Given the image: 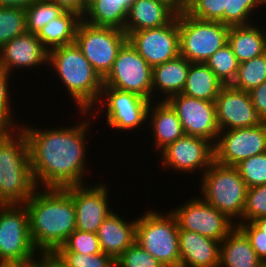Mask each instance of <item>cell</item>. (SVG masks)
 <instances>
[{"mask_svg":"<svg viewBox=\"0 0 266 267\" xmlns=\"http://www.w3.org/2000/svg\"><path fill=\"white\" fill-rule=\"evenodd\" d=\"M80 113L82 118L86 115V121L78 122L76 126L67 124L65 127L38 129L29 124L19 125L28 141L30 164L37 187L65 188L87 184L84 178L88 169L85 134L90 130L93 117L88 111Z\"/></svg>","mask_w":266,"mask_h":267,"instance_id":"cell-1","label":"cell"},{"mask_svg":"<svg viewBox=\"0 0 266 267\" xmlns=\"http://www.w3.org/2000/svg\"><path fill=\"white\" fill-rule=\"evenodd\" d=\"M41 189L38 187L24 204L32 244L40 255L56 252L76 230L75 206L70 194L64 188Z\"/></svg>","mask_w":266,"mask_h":267,"instance_id":"cell-2","label":"cell"},{"mask_svg":"<svg viewBox=\"0 0 266 267\" xmlns=\"http://www.w3.org/2000/svg\"><path fill=\"white\" fill-rule=\"evenodd\" d=\"M48 64L56 71L68 95L80 111H92L98 108L103 79L93 69L84 57L79 47L74 43L64 45L49 51Z\"/></svg>","mask_w":266,"mask_h":267,"instance_id":"cell-3","label":"cell"},{"mask_svg":"<svg viewBox=\"0 0 266 267\" xmlns=\"http://www.w3.org/2000/svg\"><path fill=\"white\" fill-rule=\"evenodd\" d=\"M37 188L26 135L14 127L0 138V198L7 205L25 204Z\"/></svg>","mask_w":266,"mask_h":267,"instance_id":"cell-4","label":"cell"},{"mask_svg":"<svg viewBox=\"0 0 266 267\" xmlns=\"http://www.w3.org/2000/svg\"><path fill=\"white\" fill-rule=\"evenodd\" d=\"M201 176V198L237 225L242 219L248 189L238 169L213 161Z\"/></svg>","mask_w":266,"mask_h":267,"instance_id":"cell-5","label":"cell"},{"mask_svg":"<svg viewBox=\"0 0 266 267\" xmlns=\"http://www.w3.org/2000/svg\"><path fill=\"white\" fill-rule=\"evenodd\" d=\"M148 210L137 217L136 243L150 253L158 264L180 267L179 228L175 216Z\"/></svg>","mask_w":266,"mask_h":267,"instance_id":"cell-6","label":"cell"},{"mask_svg":"<svg viewBox=\"0 0 266 267\" xmlns=\"http://www.w3.org/2000/svg\"><path fill=\"white\" fill-rule=\"evenodd\" d=\"M180 55L190 63H205L228 43L230 27L219 21H203L186 12L178 14Z\"/></svg>","mask_w":266,"mask_h":267,"instance_id":"cell-7","label":"cell"},{"mask_svg":"<svg viewBox=\"0 0 266 267\" xmlns=\"http://www.w3.org/2000/svg\"><path fill=\"white\" fill-rule=\"evenodd\" d=\"M126 41L127 34L122 29L93 26L83 20L75 35V44L102 79L112 70L117 53Z\"/></svg>","mask_w":266,"mask_h":267,"instance_id":"cell-8","label":"cell"},{"mask_svg":"<svg viewBox=\"0 0 266 267\" xmlns=\"http://www.w3.org/2000/svg\"><path fill=\"white\" fill-rule=\"evenodd\" d=\"M97 109L90 111L94 118H98V111L105 110L106 124L108 128L120 131H132L140 129L142 124L148 120V110L151 101L133 92L122 91L115 88L103 86ZM104 108V109H101ZM95 112V113H93ZM132 129V130H131Z\"/></svg>","mask_w":266,"mask_h":267,"instance_id":"cell-9","label":"cell"},{"mask_svg":"<svg viewBox=\"0 0 266 267\" xmlns=\"http://www.w3.org/2000/svg\"><path fill=\"white\" fill-rule=\"evenodd\" d=\"M0 253L6 262L41 259L32 244L29 217L24 204H9L0 211Z\"/></svg>","mask_w":266,"mask_h":267,"instance_id":"cell-10","label":"cell"},{"mask_svg":"<svg viewBox=\"0 0 266 267\" xmlns=\"http://www.w3.org/2000/svg\"><path fill=\"white\" fill-rule=\"evenodd\" d=\"M103 86L133 92L152 101V67L127 40L103 79Z\"/></svg>","mask_w":266,"mask_h":267,"instance_id":"cell-11","label":"cell"},{"mask_svg":"<svg viewBox=\"0 0 266 267\" xmlns=\"http://www.w3.org/2000/svg\"><path fill=\"white\" fill-rule=\"evenodd\" d=\"M199 197H192L183 205L170 209L176 218L178 228L221 242L236 224Z\"/></svg>","mask_w":266,"mask_h":267,"instance_id":"cell-12","label":"cell"},{"mask_svg":"<svg viewBox=\"0 0 266 267\" xmlns=\"http://www.w3.org/2000/svg\"><path fill=\"white\" fill-rule=\"evenodd\" d=\"M213 149L216 163L234 167L245 159L265 153L266 122L220 131Z\"/></svg>","mask_w":266,"mask_h":267,"instance_id":"cell-13","label":"cell"},{"mask_svg":"<svg viewBox=\"0 0 266 267\" xmlns=\"http://www.w3.org/2000/svg\"><path fill=\"white\" fill-rule=\"evenodd\" d=\"M164 168L184 174L202 171L203 174L214 161L213 144L205 138L184 134L159 152Z\"/></svg>","mask_w":266,"mask_h":267,"instance_id":"cell-14","label":"cell"},{"mask_svg":"<svg viewBox=\"0 0 266 267\" xmlns=\"http://www.w3.org/2000/svg\"><path fill=\"white\" fill-rule=\"evenodd\" d=\"M75 206L76 229L97 233L102 222L113 210L108 206L110 192L104 183L68 186L64 188Z\"/></svg>","mask_w":266,"mask_h":267,"instance_id":"cell-15","label":"cell"},{"mask_svg":"<svg viewBox=\"0 0 266 267\" xmlns=\"http://www.w3.org/2000/svg\"><path fill=\"white\" fill-rule=\"evenodd\" d=\"M127 40L153 68L180 55L178 14L167 25L132 32Z\"/></svg>","mask_w":266,"mask_h":267,"instance_id":"cell-16","label":"cell"},{"mask_svg":"<svg viewBox=\"0 0 266 267\" xmlns=\"http://www.w3.org/2000/svg\"><path fill=\"white\" fill-rule=\"evenodd\" d=\"M167 102L176 111L184 134L207 139L213 145L220 132L215 103L183 94L171 96Z\"/></svg>","mask_w":266,"mask_h":267,"instance_id":"cell-17","label":"cell"},{"mask_svg":"<svg viewBox=\"0 0 266 267\" xmlns=\"http://www.w3.org/2000/svg\"><path fill=\"white\" fill-rule=\"evenodd\" d=\"M214 103L220 131L252 127L262 122L249 92L224 85Z\"/></svg>","mask_w":266,"mask_h":267,"instance_id":"cell-18","label":"cell"},{"mask_svg":"<svg viewBox=\"0 0 266 267\" xmlns=\"http://www.w3.org/2000/svg\"><path fill=\"white\" fill-rule=\"evenodd\" d=\"M48 60L49 51L36 34L29 32L18 35L0 48V69L9 75L15 68L25 70V67L31 69L48 65Z\"/></svg>","mask_w":266,"mask_h":267,"instance_id":"cell-19","label":"cell"},{"mask_svg":"<svg viewBox=\"0 0 266 267\" xmlns=\"http://www.w3.org/2000/svg\"><path fill=\"white\" fill-rule=\"evenodd\" d=\"M220 243L179 229L180 267H219Z\"/></svg>","mask_w":266,"mask_h":267,"instance_id":"cell-20","label":"cell"},{"mask_svg":"<svg viewBox=\"0 0 266 267\" xmlns=\"http://www.w3.org/2000/svg\"><path fill=\"white\" fill-rule=\"evenodd\" d=\"M136 223V218L131 222L124 220L116 212H111L96 233L101 251L117 260L136 242Z\"/></svg>","mask_w":266,"mask_h":267,"instance_id":"cell-21","label":"cell"},{"mask_svg":"<svg viewBox=\"0 0 266 267\" xmlns=\"http://www.w3.org/2000/svg\"><path fill=\"white\" fill-rule=\"evenodd\" d=\"M177 13L159 0H132L128 8L124 31L127 37L132 32L157 28L169 24Z\"/></svg>","mask_w":266,"mask_h":267,"instance_id":"cell-22","label":"cell"},{"mask_svg":"<svg viewBox=\"0 0 266 267\" xmlns=\"http://www.w3.org/2000/svg\"><path fill=\"white\" fill-rule=\"evenodd\" d=\"M189 67L190 62L181 55L153 67L152 101H157L160 94L162 95H160L159 101H167L171 96L181 94Z\"/></svg>","mask_w":266,"mask_h":267,"instance_id":"cell-23","label":"cell"},{"mask_svg":"<svg viewBox=\"0 0 266 267\" xmlns=\"http://www.w3.org/2000/svg\"><path fill=\"white\" fill-rule=\"evenodd\" d=\"M147 121L154 134L153 145L157 153L184 135L178 115L167 101H151Z\"/></svg>","mask_w":266,"mask_h":267,"instance_id":"cell-24","label":"cell"},{"mask_svg":"<svg viewBox=\"0 0 266 267\" xmlns=\"http://www.w3.org/2000/svg\"><path fill=\"white\" fill-rule=\"evenodd\" d=\"M219 267H265V264L236 225L220 243Z\"/></svg>","mask_w":266,"mask_h":267,"instance_id":"cell-25","label":"cell"},{"mask_svg":"<svg viewBox=\"0 0 266 267\" xmlns=\"http://www.w3.org/2000/svg\"><path fill=\"white\" fill-rule=\"evenodd\" d=\"M264 26L260 28L251 23L230 27L228 44L240 63L266 53V28Z\"/></svg>","mask_w":266,"mask_h":267,"instance_id":"cell-26","label":"cell"},{"mask_svg":"<svg viewBox=\"0 0 266 267\" xmlns=\"http://www.w3.org/2000/svg\"><path fill=\"white\" fill-rule=\"evenodd\" d=\"M132 0H88L82 20L93 26L124 30Z\"/></svg>","mask_w":266,"mask_h":267,"instance_id":"cell-27","label":"cell"},{"mask_svg":"<svg viewBox=\"0 0 266 267\" xmlns=\"http://www.w3.org/2000/svg\"><path fill=\"white\" fill-rule=\"evenodd\" d=\"M82 17L73 11H65L53 18L36 34L43 46L51 51L55 48L75 42L76 30Z\"/></svg>","mask_w":266,"mask_h":267,"instance_id":"cell-28","label":"cell"},{"mask_svg":"<svg viewBox=\"0 0 266 267\" xmlns=\"http://www.w3.org/2000/svg\"><path fill=\"white\" fill-rule=\"evenodd\" d=\"M224 84L205 63H190L183 95L215 102Z\"/></svg>","mask_w":266,"mask_h":267,"instance_id":"cell-29","label":"cell"},{"mask_svg":"<svg viewBox=\"0 0 266 267\" xmlns=\"http://www.w3.org/2000/svg\"><path fill=\"white\" fill-rule=\"evenodd\" d=\"M263 82H266V53L240 63L237 75L231 86L250 92Z\"/></svg>","mask_w":266,"mask_h":267,"instance_id":"cell-30","label":"cell"},{"mask_svg":"<svg viewBox=\"0 0 266 267\" xmlns=\"http://www.w3.org/2000/svg\"><path fill=\"white\" fill-rule=\"evenodd\" d=\"M65 10L50 0H36L25 9L27 32L37 34L53 18L61 16Z\"/></svg>","mask_w":266,"mask_h":267,"instance_id":"cell-31","label":"cell"},{"mask_svg":"<svg viewBox=\"0 0 266 267\" xmlns=\"http://www.w3.org/2000/svg\"><path fill=\"white\" fill-rule=\"evenodd\" d=\"M205 64L224 85H231L237 75L240 62L227 43L223 48L211 55Z\"/></svg>","mask_w":266,"mask_h":267,"instance_id":"cell-32","label":"cell"},{"mask_svg":"<svg viewBox=\"0 0 266 267\" xmlns=\"http://www.w3.org/2000/svg\"><path fill=\"white\" fill-rule=\"evenodd\" d=\"M26 32L25 9L0 7V48Z\"/></svg>","mask_w":266,"mask_h":267,"instance_id":"cell-33","label":"cell"},{"mask_svg":"<svg viewBox=\"0 0 266 267\" xmlns=\"http://www.w3.org/2000/svg\"><path fill=\"white\" fill-rule=\"evenodd\" d=\"M229 0H188L186 13L203 21H219L224 24V11Z\"/></svg>","mask_w":266,"mask_h":267,"instance_id":"cell-34","label":"cell"},{"mask_svg":"<svg viewBox=\"0 0 266 267\" xmlns=\"http://www.w3.org/2000/svg\"><path fill=\"white\" fill-rule=\"evenodd\" d=\"M259 6L263 7L262 0H229L228 11H224V25L232 27L255 23V17L251 16Z\"/></svg>","mask_w":266,"mask_h":267,"instance_id":"cell-35","label":"cell"},{"mask_svg":"<svg viewBox=\"0 0 266 267\" xmlns=\"http://www.w3.org/2000/svg\"><path fill=\"white\" fill-rule=\"evenodd\" d=\"M235 167L248 188L266 184V152L245 159Z\"/></svg>","mask_w":266,"mask_h":267,"instance_id":"cell-36","label":"cell"},{"mask_svg":"<svg viewBox=\"0 0 266 267\" xmlns=\"http://www.w3.org/2000/svg\"><path fill=\"white\" fill-rule=\"evenodd\" d=\"M56 252H78L95 255L101 253L99 239L95 233L74 230Z\"/></svg>","mask_w":266,"mask_h":267,"instance_id":"cell-37","label":"cell"},{"mask_svg":"<svg viewBox=\"0 0 266 267\" xmlns=\"http://www.w3.org/2000/svg\"><path fill=\"white\" fill-rule=\"evenodd\" d=\"M70 267H116V260L103 252L89 255L78 252H55Z\"/></svg>","mask_w":266,"mask_h":267,"instance_id":"cell-38","label":"cell"},{"mask_svg":"<svg viewBox=\"0 0 266 267\" xmlns=\"http://www.w3.org/2000/svg\"><path fill=\"white\" fill-rule=\"evenodd\" d=\"M261 217H266V184L247 189L242 220L238 222H253Z\"/></svg>","mask_w":266,"mask_h":267,"instance_id":"cell-39","label":"cell"},{"mask_svg":"<svg viewBox=\"0 0 266 267\" xmlns=\"http://www.w3.org/2000/svg\"><path fill=\"white\" fill-rule=\"evenodd\" d=\"M156 264L153 256L136 242L129 246L116 260V267H151Z\"/></svg>","mask_w":266,"mask_h":267,"instance_id":"cell-40","label":"cell"},{"mask_svg":"<svg viewBox=\"0 0 266 267\" xmlns=\"http://www.w3.org/2000/svg\"><path fill=\"white\" fill-rule=\"evenodd\" d=\"M237 226L245 233L258 257L266 263V235L254 222H238Z\"/></svg>","mask_w":266,"mask_h":267,"instance_id":"cell-41","label":"cell"},{"mask_svg":"<svg viewBox=\"0 0 266 267\" xmlns=\"http://www.w3.org/2000/svg\"><path fill=\"white\" fill-rule=\"evenodd\" d=\"M10 75L3 69H0V112L13 124L18 127L20 124L16 123L13 108L11 107V95L9 89ZM10 90V91H9ZM12 109V110H11ZM13 113H12V112ZM14 117V118H13ZM15 122V123H14Z\"/></svg>","mask_w":266,"mask_h":267,"instance_id":"cell-42","label":"cell"},{"mask_svg":"<svg viewBox=\"0 0 266 267\" xmlns=\"http://www.w3.org/2000/svg\"><path fill=\"white\" fill-rule=\"evenodd\" d=\"M249 94L259 119L266 122V82L252 89Z\"/></svg>","mask_w":266,"mask_h":267,"instance_id":"cell-43","label":"cell"},{"mask_svg":"<svg viewBox=\"0 0 266 267\" xmlns=\"http://www.w3.org/2000/svg\"><path fill=\"white\" fill-rule=\"evenodd\" d=\"M61 6L65 11H73L81 17L85 13L87 1L86 0H50Z\"/></svg>","mask_w":266,"mask_h":267,"instance_id":"cell-44","label":"cell"},{"mask_svg":"<svg viewBox=\"0 0 266 267\" xmlns=\"http://www.w3.org/2000/svg\"><path fill=\"white\" fill-rule=\"evenodd\" d=\"M41 262L43 267H70L55 252L42 254Z\"/></svg>","mask_w":266,"mask_h":267,"instance_id":"cell-45","label":"cell"},{"mask_svg":"<svg viewBox=\"0 0 266 267\" xmlns=\"http://www.w3.org/2000/svg\"><path fill=\"white\" fill-rule=\"evenodd\" d=\"M36 0H0V7L28 8Z\"/></svg>","mask_w":266,"mask_h":267,"instance_id":"cell-46","label":"cell"},{"mask_svg":"<svg viewBox=\"0 0 266 267\" xmlns=\"http://www.w3.org/2000/svg\"><path fill=\"white\" fill-rule=\"evenodd\" d=\"M159 1L166 3L177 14L186 12L188 7V0H159Z\"/></svg>","mask_w":266,"mask_h":267,"instance_id":"cell-47","label":"cell"},{"mask_svg":"<svg viewBox=\"0 0 266 267\" xmlns=\"http://www.w3.org/2000/svg\"><path fill=\"white\" fill-rule=\"evenodd\" d=\"M2 267H42V262L41 259L22 262H6Z\"/></svg>","mask_w":266,"mask_h":267,"instance_id":"cell-48","label":"cell"},{"mask_svg":"<svg viewBox=\"0 0 266 267\" xmlns=\"http://www.w3.org/2000/svg\"><path fill=\"white\" fill-rule=\"evenodd\" d=\"M15 125H13L1 112H0V138L7 135Z\"/></svg>","mask_w":266,"mask_h":267,"instance_id":"cell-49","label":"cell"},{"mask_svg":"<svg viewBox=\"0 0 266 267\" xmlns=\"http://www.w3.org/2000/svg\"><path fill=\"white\" fill-rule=\"evenodd\" d=\"M253 222L263 231V234L266 235V217L258 218Z\"/></svg>","mask_w":266,"mask_h":267,"instance_id":"cell-50","label":"cell"},{"mask_svg":"<svg viewBox=\"0 0 266 267\" xmlns=\"http://www.w3.org/2000/svg\"><path fill=\"white\" fill-rule=\"evenodd\" d=\"M7 204L0 198V211L6 206Z\"/></svg>","mask_w":266,"mask_h":267,"instance_id":"cell-51","label":"cell"},{"mask_svg":"<svg viewBox=\"0 0 266 267\" xmlns=\"http://www.w3.org/2000/svg\"><path fill=\"white\" fill-rule=\"evenodd\" d=\"M6 263V260L1 256L0 253V267H2Z\"/></svg>","mask_w":266,"mask_h":267,"instance_id":"cell-52","label":"cell"},{"mask_svg":"<svg viewBox=\"0 0 266 267\" xmlns=\"http://www.w3.org/2000/svg\"><path fill=\"white\" fill-rule=\"evenodd\" d=\"M141 267H145V266H141ZM147 267V266H146ZM151 267H167V266H165V265H162V264H156V265H154V266H151Z\"/></svg>","mask_w":266,"mask_h":267,"instance_id":"cell-53","label":"cell"},{"mask_svg":"<svg viewBox=\"0 0 266 267\" xmlns=\"http://www.w3.org/2000/svg\"><path fill=\"white\" fill-rule=\"evenodd\" d=\"M262 4L266 6V0H262Z\"/></svg>","mask_w":266,"mask_h":267,"instance_id":"cell-54","label":"cell"}]
</instances>
